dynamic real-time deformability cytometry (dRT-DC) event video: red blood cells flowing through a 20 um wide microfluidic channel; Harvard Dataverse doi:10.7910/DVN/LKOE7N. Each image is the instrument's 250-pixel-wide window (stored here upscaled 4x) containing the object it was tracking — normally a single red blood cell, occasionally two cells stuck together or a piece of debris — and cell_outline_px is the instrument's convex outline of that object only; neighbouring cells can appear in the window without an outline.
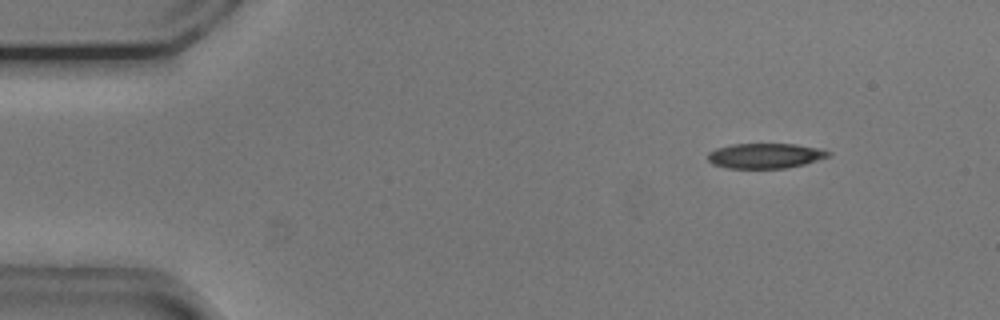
{"species": "common noctule bat (a hibernating species)", "species_latin": "Nyctalus noctula", "temperature_condition": "cold", "stored_images_in_passage": 53, "camera_frame_rate_fps": 3000, "um_per_image_px": 0.085, "animal": {"sex": "male", "body_mass_g": 20.5, "forearm_length_mm": 52.5}, "frame": {"image": 1, "passage_image": 6, "time_ms": 1.667, "image_size_px": [1000, 320], "cell_outline_px": [[832, 156], [804, 164], [784, 168], [728, 168], [712, 164], [708, 160], [708, 152], [716, 148], [732, 144], [796, 144], [824, 148], [832, 152]], "centroid_in_image_um": [65.1, 13.23], "position_along_channel_um": 19.9, "area_um2": 17.86}}
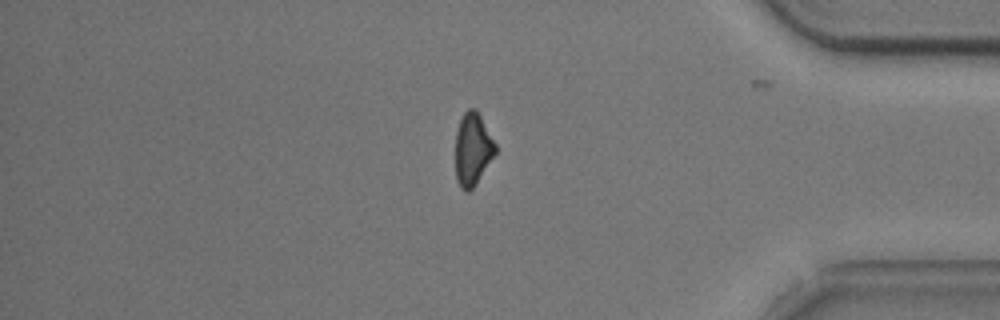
{"frame": {"image": 2, "passage_image": 45, "time_ms": 14.667, "image_size_px": [1000, 320], "cell_outline_px": [[496, 152], [472, 188], [468, 192], [464, 192], [460, 188], [456, 180], [456, 132], [460, 120], [464, 112], [468, 108], [476, 108], [496, 144]], "centroid_in_image_um": [40.16, 12.67], "position_along_channel_um": 395.0, "area_um2": 16.7}}
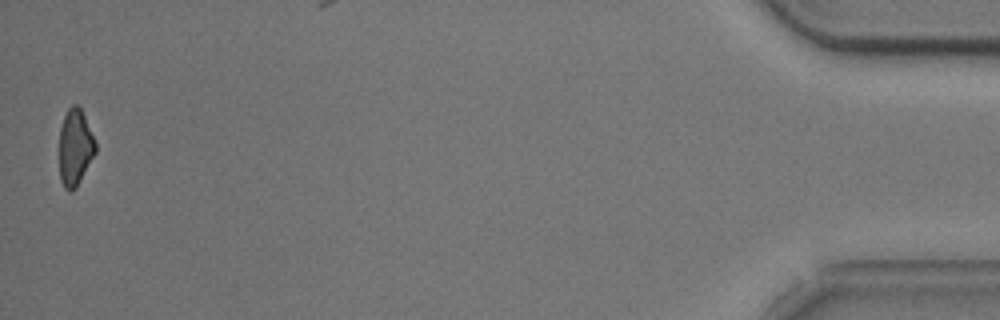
{"frame": {"image": 3, "passage_image": 53, "time_ms": 17.333, "image_size_px": [1000, 320], "cell_outline_px": [[96, 152], [76, 188], [72, 192], [68, 192], [64, 188], [60, 180], [60, 128], [64, 116], [68, 108], [72, 104], [76, 104], [80, 108], [84, 116], [96, 144]], "centroid_in_image_um": [6.37, 12.56], "position_along_channel_um": 428.8, "area_um2": 16.01}, "authors_computed_cell_mechanics": {"area_um2": 18.6116, "velocity_mm_per_s": 3.7397, "shape_relaxation_time_tau1_ms": 5.6351, "shape_relaxation_time_tau2_ms": null, "deformation_change_tau1": 0.1229, "deformation_change_tau2": null}}